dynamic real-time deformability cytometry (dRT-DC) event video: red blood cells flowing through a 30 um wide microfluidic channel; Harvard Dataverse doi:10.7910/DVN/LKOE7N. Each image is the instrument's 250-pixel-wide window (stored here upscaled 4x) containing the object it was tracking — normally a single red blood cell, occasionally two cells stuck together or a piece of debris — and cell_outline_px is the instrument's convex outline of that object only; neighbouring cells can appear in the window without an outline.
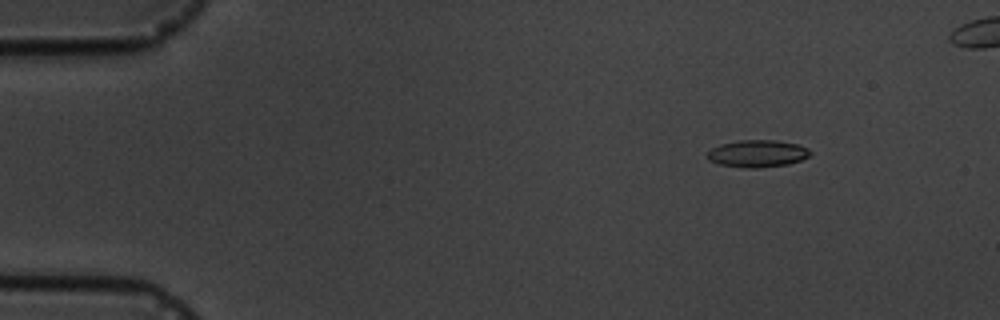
{"species": "common noctule bat (a hibernating species)", "species_latin": "Nyctalus noctula", "temperature_condition": "cold", "stored_images_in_passage": 5, "camera_frame_rate_fps": 3000, "um_per_image_px": 0.085, "animal": {"sex": "male", "body_mass_g": 19.5, "forearm_length_mm": 54.6}, "frame": {"image": 1, "passage_image": 1, "time_ms": 0.0, "image_size_px": [1000, 320], "cell_outline_px": [[812, 152], [808, 156], [800, 160], [788, 164], [760, 168], [744, 168], [720, 164], [708, 160], [708, 152], [712, 148], [720, 144], [740, 140], [776, 140], [796, 144], [808, 148]], "centroid_in_image_um": [64.38, 13.05], "position_along_channel_um": 20.6, "area_um2": 16.24}}